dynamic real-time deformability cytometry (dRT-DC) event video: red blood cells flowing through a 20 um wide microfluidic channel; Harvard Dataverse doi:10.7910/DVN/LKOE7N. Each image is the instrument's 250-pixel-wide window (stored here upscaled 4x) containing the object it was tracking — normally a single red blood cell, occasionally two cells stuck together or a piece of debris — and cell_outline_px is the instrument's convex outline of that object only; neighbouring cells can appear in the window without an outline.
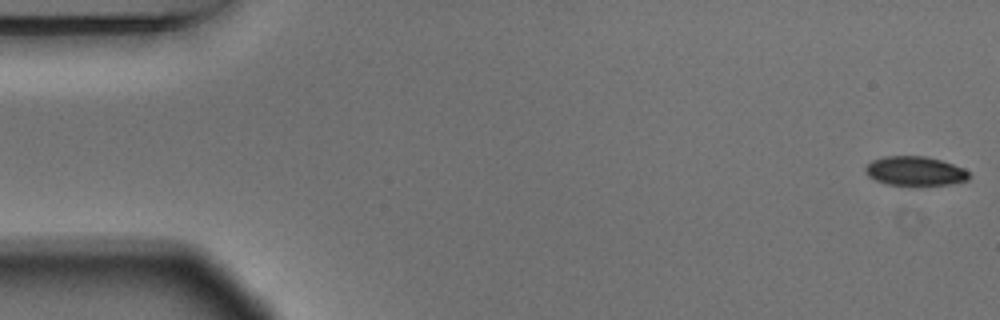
{"species": "Egyptian fruit bat (a non-hibernating species)", "species_latin": "Rousettus aegyptiacus", "temperature_condition": "warm", "stored_images_in_passage": 55, "camera_frame_rate_fps": 3000, "um_per_image_px": 0.085, "animal": {"sex": "male"}, "frame": {"image": 1, "passage_image": 1, "time_ms": 0.0, "image_size_px": [1000, 320], "cell_outline_px": [[972, 176], [968, 180], [948, 184], [924, 188], [908, 188], [888, 184], [876, 180], [868, 176], [864, 172], [864, 168], [872, 160], [884, 156], [924, 156], [940, 160], [964, 168]], "centroid_in_image_um": [77.78, 14.59], "position_along_channel_um": 7.2, "area_um2": 18.5}}
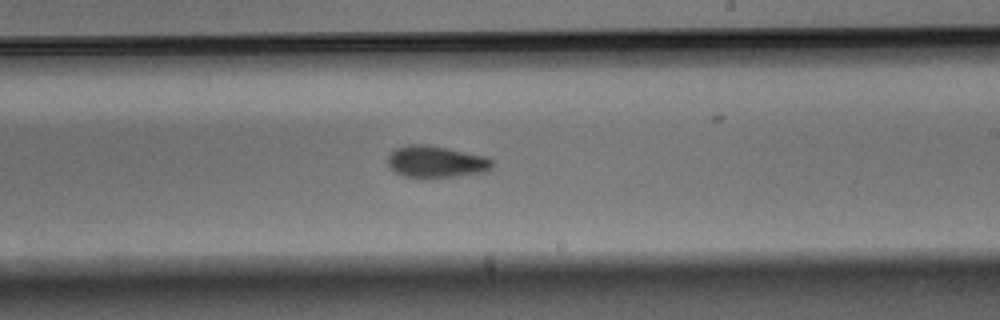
{"frame": {"image": 2, "passage_image": 32, "time_ms": 10.333, "image_size_px": [1000, 320], "cell_outline_px": [[496, 164], [488, 172], [428, 180], [420, 180], [404, 176], [396, 172], [388, 164], [388, 156], [396, 148], [408, 144], [424, 144], [448, 148], [488, 156]], "centroid_in_image_um": [37.12, 13.79], "position_along_channel_um": 251.9, "area_um2": 20.17}}
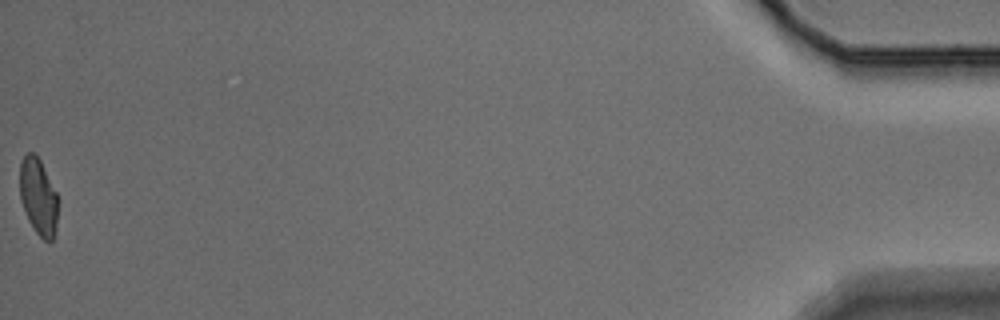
{"frame": {"image": 3, "passage_image": 55, "time_ms": 18.0, "image_size_px": [1000, 320], "cell_outline_px": [[60, 200], [56, 228], [52, 240], [48, 244], [36, 232], [28, 220], [20, 200], [20, 160], [28, 152], [36, 152]], "centroid_in_image_um": [3.28, 16.73], "position_along_channel_um": 431.9, "area_um2": 17.46}, "authors_computed_cell_mechanics": {"area_um2": 19.1318, "velocity_mm_per_s": 3.6791, "shape_relaxation_time_tau1_ms": 3.349, "shape_relaxation_time_tau2_ms": 6.1914, "deformation_change_tau1": 0.1415, "deformation_change_tau2": 0.1181}}